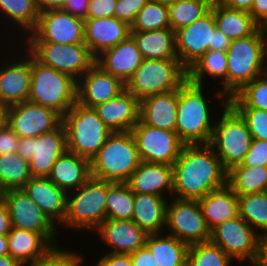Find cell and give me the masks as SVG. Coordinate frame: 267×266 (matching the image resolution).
<instances>
[{
    "label": "cell",
    "mask_w": 267,
    "mask_h": 266,
    "mask_svg": "<svg viewBox=\"0 0 267 266\" xmlns=\"http://www.w3.org/2000/svg\"><path fill=\"white\" fill-rule=\"evenodd\" d=\"M173 167L175 198L198 200L227 184L228 171L208 145H184Z\"/></svg>",
    "instance_id": "6da1fadb"
},
{
    "label": "cell",
    "mask_w": 267,
    "mask_h": 266,
    "mask_svg": "<svg viewBox=\"0 0 267 266\" xmlns=\"http://www.w3.org/2000/svg\"><path fill=\"white\" fill-rule=\"evenodd\" d=\"M267 32L259 27L252 35L234 39L227 50L226 98L267 72Z\"/></svg>",
    "instance_id": "7a4b0ae2"
},
{
    "label": "cell",
    "mask_w": 267,
    "mask_h": 266,
    "mask_svg": "<svg viewBox=\"0 0 267 266\" xmlns=\"http://www.w3.org/2000/svg\"><path fill=\"white\" fill-rule=\"evenodd\" d=\"M203 87L187 80L178 89L175 132L184 145H208L213 134L215 122Z\"/></svg>",
    "instance_id": "3957f363"
},
{
    "label": "cell",
    "mask_w": 267,
    "mask_h": 266,
    "mask_svg": "<svg viewBox=\"0 0 267 266\" xmlns=\"http://www.w3.org/2000/svg\"><path fill=\"white\" fill-rule=\"evenodd\" d=\"M140 162L131 131L113 132L90 160L91 176L111 183H126Z\"/></svg>",
    "instance_id": "277c9868"
},
{
    "label": "cell",
    "mask_w": 267,
    "mask_h": 266,
    "mask_svg": "<svg viewBox=\"0 0 267 266\" xmlns=\"http://www.w3.org/2000/svg\"><path fill=\"white\" fill-rule=\"evenodd\" d=\"M27 101L51 108L63 117L77 102V80L42 65L31 55V84Z\"/></svg>",
    "instance_id": "5b68a950"
},
{
    "label": "cell",
    "mask_w": 267,
    "mask_h": 266,
    "mask_svg": "<svg viewBox=\"0 0 267 266\" xmlns=\"http://www.w3.org/2000/svg\"><path fill=\"white\" fill-rule=\"evenodd\" d=\"M66 131L67 150L93 159L113 133L93 108L75 103L62 117Z\"/></svg>",
    "instance_id": "8992f818"
},
{
    "label": "cell",
    "mask_w": 267,
    "mask_h": 266,
    "mask_svg": "<svg viewBox=\"0 0 267 266\" xmlns=\"http://www.w3.org/2000/svg\"><path fill=\"white\" fill-rule=\"evenodd\" d=\"M187 81V69L179 59H144L125 83V89L139 101L179 89Z\"/></svg>",
    "instance_id": "52a82bcc"
},
{
    "label": "cell",
    "mask_w": 267,
    "mask_h": 266,
    "mask_svg": "<svg viewBox=\"0 0 267 266\" xmlns=\"http://www.w3.org/2000/svg\"><path fill=\"white\" fill-rule=\"evenodd\" d=\"M106 198L107 181L91 176L78 189L68 193L63 227L94 231L107 219Z\"/></svg>",
    "instance_id": "ba28073f"
},
{
    "label": "cell",
    "mask_w": 267,
    "mask_h": 266,
    "mask_svg": "<svg viewBox=\"0 0 267 266\" xmlns=\"http://www.w3.org/2000/svg\"><path fill=\"white\" fill-rule=\"evenodd\" d=\"M221 115L220 121L215 123L209 145L229 171L244 160L253 138L245 120L229 103Z\"/></svg>",
    "instance_id": "9c48e42d"
},
{
    "label": "cell",
    "mask_w": 267,
    "mask_h": 266,
    "mask_svg": "<svg viewBox=\"0 0 267 266\" xmlns=\"http://www.w3.org/2000/svg\"><path fill=\"white\" fill-rule=\"evenodd\" d=\"M26 45V51L42 65L66 73L76 80L95 64V57L85 43L27 42Z\"/></svg>",
    "instance_id": "30bf717a"
},
{
    "label": "cell",
    "mask_w": 267,
    "mask_h": 266,
    "mask_svg": "<svg viewBox=\"0 0 267 266\" xmlns=\"http://www.w3.org/2000/svg\"><path fill=\"white\" fill-rule=\"evenodd\" d=\"M210 241L219 246L233 260H247L257 266L262 237L240 216L217 225L211 231Z\"/></svg>",
    "instance_id": "8fae6325"
},
{
    "label": "cell",
    "mask_w": 267,
    "mask_h": 266,
    "mask_svg": "<svg viewBox=\"0 0 267 266\" xmlns=\"http://www.w3.org/2000/svg\"><path fill=\"white\" fill-rule=\"evenodd\" d=\"M67 150L63 123L38 137L20 138L17 153L29 161L32 177H48L55 161Z\"/></svg>",
    "instance_id": "7c38bea8"
},
{
    "label": "cell",
    "mask_w": 267,
    "mask_h": 266,
    "mask_svg": "<svg viewBox=\"0 0 267 266\" xmlns=\"http://www.w3.org/2000/svg\"><path fill=\"white\" fill-rule=\"evenodd\" d=\"M166 228L169 235L189 246L211 239V230L197 200L174 198L167 204Z\"/></svg>",
    "instance_id": "4fadbf2b"
},
{
    "label": "cell",
    "mask_w": 267,
    "mask_h": 266,
    "mask_svg": "<svg viewBox=\"0 0 267 266\" xmlns=\"http://www.w3.org/2000/svg\"><path fill=\"white\" fill-rule=\"evenodd\" d=\"M2 201L8 207L12 227L40 233L52 246H56L55 240L59 227L23 189H10L2 192Z\"/></svg>",
    "instance_id": "5bb4252c"
},
{
    "label": "cell",
    "mask_w": 267,
    "mask_h": 266,
    "mask_svg": "<svg viewBox=\"0 0 267 266\" xmlns=\"http://www.w3.org/2000/svg\"><path fill=\"white\" fill-rule=\"evenodd\" d=\"M130 131L143 162L172 166L184 146L175 131L145 125L140 119Z\"/></svg>",
    "instance_id": "9a60e30c"
},
{
    "label": "cell",
    "mask_w": 267,
    "mask_h": 266,
    "mask_svg": "<svg viewBox=\"0 0 267 266\" xmlns=\"http://www.w3.org/2000/svg\"><path fill=\"white\" fill-rule=\"evenodd\" d=\"M85 20L62 9L40 12L37 25L28 34L26 42L59 44L84 43Z\"/></svg>",
    "instance_id": "2e32d148"
},
{
    "label": "cell",
    "mask_w": 267,
    "mask_h": 266,
    "mask_svg": "<svg viewBox=\"0 0 267 266\" xmlns=\"http://www.w3.org/2000/svg\"><path fill=\"white\" fill-rule=\"evenodd\" d=\"M4 121L19 138L38 137L57 128L62 116L51 108L25 101L6 107Z\"/></svg>",
    "instance_id": "e0dca14e"
},
{
    "label": "cell",
    "mask_w": 267,
    "mask_h": 266,
    "mask_svg": "<svg viewBox=\"0 0 267 266\" xmlns=\"http://www.w3.org/2000/svg\"><path fill=\"white\" fill-rule=\"evenodd\" d=\"M215 28L214 14L210 10L201 19L175 32L176 54L186 69L209 50Z\"/></svg>",
    "instance_id": "ac0fdd59"
},
{
    "label": "cell",
    "mask_w": 267,
    "mask_h": 266,
    "mask_svg": "<svg viewBox=\"0 0 267 266\" xmlns=\"http://www.w3.org/2000/svg\"><path fill=\"white\" fill-rule=\"evenodd\" d=\"M124 89V83L95 63L77 80V103L93 108L115 98Z\"/></svg>",
    "instance_id": "d6986e66"
},
{
    "label": "cell",
    "mask_w": 267,
    "mask_h": 266,
    "mask_svg": "<svg viewBox=\"0 0 267 266\" xmlns=\"http://www.w3.org/2000/svg\"><path fill=\"white\" fill-rule=\"evenodd\" d=\"M114 254H132L145 247L148 233L133 220L106 219L96 229Z\"/></svg>",
    "instance_id": "ffe728a7"
},
{
    "label": "cell",
    "mask_w": 267,
    "mask_h": 266,
    "mask_svg": "<svg viewBox=\"0 0 267 266\" xmlns=\"http://www.w3.org/2000/svg\"><path fill=\"white\" fill-rule=\"evenodd\" d=\"M131 35V26L116 17L85 20L84 43L96 58L104 50L115 47Z\"/></svg>",
    "instance_id": "44dd1931"
},
{
    "label": "cell",
    "mask_w": 267,
    "mask_h": 266,
    "mask_svg": "<svg viewBox=\"0 0 267 266\" xmlns=\"http://www.w3.org/2000/svg\"><path fill=\"white\" fill-rule=\"evenodd\" d=\"M0 69V106L6 108L28 100L31 84V54Z\"/></svg>",
    "instance_id": "7402d4cb"
},
{
    "label": "cell",
    "mask_w": 267,
    "mask_h": 266,
    "mask_svg": "<svg viewBox=\"0 0 267 266\" xmlns=\"http://www.w3.org/2000/svg\"><path fill=\"white\" fill-rule=\"evenodd\" d=\"M143 60L137 43L130 35L115 47L104 50L95 58V63L125 84Z\"/></svg>",
    "instance_id": "603a6c76"
},
{
    "label": "cell",
    "mask_w": 267,
    "mask_h": 266,
    "mask_svg": "<svg viewBox=\"0 0 267 266\" xmlns=\"http://www.w3.org/2000/svg\"><path fill=\"white\" fill-rule=\"evenodd\" d=\"M93 109L112 132L130 131L139 121L140 101L124 89L115 98Z\"/></svg>",
    "instance_id": "cb8c5ba5"
},
{
    "label": "cell",
    "mask_w": 267,
    "mask_h": 266,
    "mask_svg": "<svg viewBox=\"0 0 267 266\" xmlns=\"http://www.w3.org/2000/svg\"><path fill=\"white\" fill-rule=\"evenodd\" d=\"M22 189L55 225L63 223L67 209L66 191L48 177H31Z\"/></svg>",
    "instance_id": "d4e9b609"
},
{
    "label": "cell",
    "mask_w": 267,
    "mask_h": 266,
    "mask_svg": "<svg viewBox=\"0 0 267 266\" xmlns=\"http://www.w3.org/2000/svg\"><path fill=\"white\" fill-rule=\"evenodd\" d=\"M126 184L134 193L166 197L167 192L173 193V167L141 161Z\"/></svg>",
    "instance_id": "484cf974"
},
{
    "label": "cell",
    "mask_w": 267,
    "mask_h": 266,
    "mask_svg": "<svg viewBox=\"0 0 267 266\" xmlns=\"http://www.w3.org/2000/svg\"><path fill=\"white\" fill-rule=\"evenodd\" d=\"M177 108L178 89L149 96L140 101L139 119L145 125L175 131Z\"/></svg>",
    "instance_id": "4316f807"
},
{
    "label": "cell",
    "mask_w": 267,
    "mask_h": 266,
    "mask_svg": "<svg viewBox=\"0 0 267 266\" xmlns=\"http://www.w3.org/2000/svg\"><path fill=\"white\" fill-rule=\"evenodd\" d=\"M91 177L90 160L66 150L55 161L48 178L67 193L78 189Z\"/></svg>",
    "instance_id": "83f0119b"
},
{
    "label": "cell",
    "mask_w": 267,
    "mask_h": 266,
    "mask_svg": "<svg viewBox=\"0 0 267 266\" xmlns=\"http://www.w3.org/2000/svg\"><path fill=\"white\" fill-rule=\"evenodd\" d=\"M197 201L211 231L217 225L239 216L238 195L228 184L209 192Z\"/></svg>",
    "instance_id": "f1b7e54d"
},
{
    "label": "cell",
    "mask_w": 267,
    "mask_h": 266,
    "mask_svg": "<svg viewBox=\"0 0 267 266\" xmlns=\"http://www.w3.org/2000/svg\"><path fill=\"white\" fill-rule=\"evenodd\" d=\"M167 197L134 193L132 220L148 234L162 233L166 228Z\"/></svg>",
    "instance_id": "f546056e"
},
{
    "label": "cell",
    "mask_w": 267,
    "mask_h": 266,
    "mask_svg": "<svg viewBox=\"0 0 267 266\" xmlns=\"http://www.w3.org/2000/svg\"><path fill=\"white\" fill-rule=\"evenodd\" d=\"M205 75L218 78L223 83V89L216 92L217 98L223 100V107L228 104L226 98L227 52L208 50L202 57L187 69V80L193 84L203 85ZM223 98V99H222Z\"/></svg>",
    "instance_id": "4dcf8cb0"
},
{
    "label": "cell",
    "mask_w": 267,
    "mask_h": 266,
    "mask_svg": "<svg viewBox=\"0 0 267 266\" xmlns=\"http://www.w3.org/2000/svg\"><path fill=\"white\" fill-rule=\"evenodd\" d=\"M144 59H178L175 32L171 28L152 31H131Z\"/></svg>",
    "instance_id": "1f68e13d"
},
{
    "label": "cell",
    "mask_w": 267,
    "mask_h": 266,
    "mask_svg": "<svg viewBox=\"0 0 267 266\" xmlns=\"http://www.w3.org/2000/svg\"><path fill=\"white\" fill-rule=\"evenodd\" d=\"M9 255L25 266L43 256L52 245L40 234L12 227L7 234Z\"/></svg>",
    "instance_id": "d6a6232c"
},
{
    "label": "cell",
    "mask_w": 267,
    "mask_h": 266,
    "mask_svg": "<svg viewBox=\"0 0 267 266\" xmlns=\"http://www.w3.org/2000/svg\"><path fill=\"white\" fill-rule=\"evenodd\" d=\"M210 10L216 27L232 40L252 35L260 27L248 11L227 8L218 3H212Z\"/></svg>",
    "instance_id": "836d02e7"
},
{
    "label": "cell",
    "mask_w": 267,
    "mask_h": 266,
    "mask_svg": "<svg viewBox=\"0 0 267 266\" xmlns=\"http://www.w3.org/2000/svg\"><path fill=\"white\" fill-rule=\"evenodd\" d=\"M160 236L161 233L149 234L145 245L158 266H180L187 261L188 244L169 233Z\"/></svg>",
    "instance_id": "e575fe53"
},
{
    "label": "cell",
    "mask_w": 267,
    "mask_h": 266,
    "mask_svg": "<svg viewBox=\"0 0 267 266\" xmlns=\"http://www.w3.org/2000/svg\"><path fill=\"white\" fill-rule=\"evenodd\" d=\"M227 184L238 196L267 192V167L233 166L228 171Z\"/></svg>",
    "instance_id": "d590c367"
},
{
    "label": "cell",
    "mask_w": 267,
    "mask_h": 266,
    "mask_svg": "<svg viewBox=\"0 0 267 266\" xmlns=\"http://www.w3.org/2000/svg\"><path fill=\"white\" fill-rule=\"evenodd\" d=\"M32 177L29 161L17 152L0 156V191L22 189Z\"/></svg>",
    "instance_id": "8d00e7d4"
},
{
    "label": "cell",
    "mask_w": 267,
    "mask_h": 266,
    "mask_svg": "<svg viewBox=\"0 0 267 266\" xmlns=\"http://www.w3.org/2000/svg\"><path fill=\"white\" fill-rule=\"evenodd\" d=\"M209 0H175L167 3L170 28L176 32L201 19L211 9Z\"/></svg>",
    "instance_id": "74e56055"
},
{
    "label": "cell",
    "mask_w": 267,
    "mask_h": 266,
    "mask_svg": "<svg viewBox=\"0 0 267 266\" xmlns=\"http://www.w3.org/2000/svg\"><path fill=\"white\" fill-rule=\"evenodd\" d=\"M238 209L242 219L262 238L267 237V192L238 196Z\"/></svg>",
    "instance_id": "f35d334b"
},
{
    "label": "cell",
    "mask_w": 267,
    "mask_h": 266,
    "mask_svg": "<svg viewBox=\"0 0 267 266\" xmlns=\"http://www.w3.org/2000/svg\"><path fill=\"white\" fill-rule=\"evenodd\" d=\"M134 192L126 183L107 182V219L132 220Z\"/></svg>",
    "instance_id": "ab89813d"
},
{
    "label": "cell",
    "mask_w": 267,
    "mask_h": 266,
    "mask_svg": "<svg viewBox=\"0 0 267 266\" xmlns=\"http://www.w3.org/2000/svg\"><path fill=\"white\" fill-rule=\"evenodd\" d=\"M228 103L233 108H258L267 111V72L245 85Z\"/></svg>",
    "instance_id": "60d3db41"
},
{
    "label": "cell",
    "mask_w": 267,
    "mask_h": 266,
    "mask_svg": "<svg viewBox=\"0 0 267 266\" xmlns=\"http://www.w3.org/2000/svg\"><path fill=\"white\" fill-rule=\"evenodd\" d=\"M0 11L26 32L35 28L40 15L35 0H0Z\"/></svg>",
    "instance_id": "b9f144b4"
},
{
    "label": "cell",
    "mask_w": 267,
    "mask_h": 266,
    "mask_svg": "<svg viewBox=\"0 0 267 266\" xmlns=\"http://www.w3.org/2000/svg\"><path fill=\"white\" fill-rule=\"evenodd\" d=\"M170 28L167 3L148 1L137 14L131 31H152Z\"/></svg>",
    "instance_id": "7bdbcfd3"
},
{
    "label": "cell",
    "mask_w": 267,
    "mask_h": 266,
    "mask_svg": "<svg viewBox=\"0 0 267 266\" xmlns=\"http://www.w3.org/2000/svg\"><path fill=\"white\" fill-rule=\"evenodd\" d=\"M187 261L191 266H229L232 258L211 241L189 246Z\"/></svg>",
    "instance_id": "ee69618b"
},
{
    "label": "cell",
    "mask_w": 267,
    "mask_h": 266,
    "mask_svg": "<svg viewBox=\"0 0 267 266\" xmlns=\"http://www.w3.org/2000/svg\"><path fill=\"white\" fill-rule=\"evenodd\" d=\"M81 254L52 246L43 256L29 266H81Z\"/></svg>",
    "instance_id": "f6af8a7d"
},
{
    "label": "cell",
    "mask_w": 267,
    "mask_h": 266,
    "mask_svg": "<svg viewBox=\"0 0 267 266\" xmlns=\"http://www.w3.org/2000/svg\"><path fill=\"white\" fill-rule=\"evenodd\" d=\"M245 120L253 139L267 141V111L258 108H234Z\"/></svg>",
    "instance_id": "bcb514c9"
},
{
    "label": "cell",
    "mask_w": 267,
    "mask_h": 266,
    "mask_svg": "<svg viewBox=\"0 0 267 266\" xmlns=\"http://www.w3.org/2000/svg\"><path fill=\"white\" fill-rule=\"evenodd\" d=\"M149 0H117L114 17L131 26L139 13Z\"/></svg>",
    "instance_id": "7dc6e473"
},
{
    "label": "cell",
    "mask_w": 267,
    "mask_h": 266,
    "mask_svg": "<svg viewBox=\"0 0 267 266\" xmlns=\"http://www.w3.org/2000/svg\"><path fill=\"white\" fill-rule=\"evenodd\" d=\"M235 166L267 167V141L253 139L250 149L248 150L244 160L241 162V164Z\"/></svg>",
    "instance_id": "c3c4849f"
},
{
    "label": "cell",
    "mask_w": 267,
    "mask_h": 266,
    "mask_svg": "<svg viewBox=\"0 0 267 266\" xmlns=\"http://www.w3.org/2000/svg\"><path fill=\"white\" fill-rule=\"evenodd\" d=\"M117 0H90L87 19L114 17Z\"/></svg>",
    "instance_id": "681fc988"
},
{
    "label": "cell",
    "mask_w": 267,
    "mask_h": 266,
    "mask_svg": "<svg viewBox=\"0 0 267 266\" xmlns=\"http://www.w3.org/2000/svg\"><path fill=\"white\" fill-rule=\"evenodd\" d=\"M20 138L4 121L0 125V156L7 153L17 152Z\"/></svg>",
    "instance_id": "f907efd6"
},
{
    "label": "cell",
    "mask_w": 267,
    "mask_h": 266,
    "mask_svg": "<svg viewBox=\"0 0 267 266\" xmlns=\"http://www.w3.org/2000/svg\"><path fill=\"white\" fill-rule=\"evenodd\" d=\"M90 0H66L62 10L74 17L86 20Z\"/></svg>",
    "instance_id": "816d5d0a"
},
{
    "label": "cell",
    "mask_w": 267,
    "mask_h": 266,
    "mask_svg": "<svg viewBox=\"0 0 267 266\" xmlns=\"http://www.w3.org/2000/svg\"><path fill=\"white\" fill-rule=\"evenodd\" d=\"M95 266H132L130 254L107 253Z\"/></svg>",
    "instance_id": "f5cc1de1"
},
{
    "label": "cell",
    "mask_w": 267,
    "mask_h": 266,
    "mask_svg": "<svg viewBox=\"0 0 267 266\" xmlns=\"http://www.w3.org/2000/svg\"><path fill=\"white\" fill-rule=\"evenodd\" d=\"M132 266H158L153 255L145 246L130 254Z\"/></svg>",
    "instance_id": "db71d44e"
},
{
    "label": "cell",
    "mask_w": 267,
    "mask_h": 266,
    "mask_svg": "<svg viewBox=\"0 0 267 266\" xmlns=\"http://www.w3.org/2000/svg\"><path fill=\"white\" fill-rule=\"evenodd\" d=\"M249 13L254 21L262 27L267 22V0H254Z\"/></svg>",
    "instance_id": "11a10c76"
},
{
    "label": "cell",
    "mask_w": 267,
    "mask_h": 266,
    "mask_svg": "<svg viewBox=\"0 0 267 266\" xmlns=\"http://www.w3.org/2000/svg\"><path fill=\"white\" fill-rule=\"evenodd\" d=\"M231 42L232 39L216 27L213 31V39L211 45L209 46V50L227 52Z\"/></svg>",
    "instance_id": "9f6ffc18"
},
{
    "label": "cell",
    "mask_w": 267,
    "mask_h": 266,
    "mask_svg": "<svg viewBox=\"0 0 267 266\" xmlns=\"http://www.w3.org/2000/svg\"><path fill=\"white\" fill-rule=\"evenodd\" d=\"M12 229V222L8 207L0 201V235H7Z\"/></svg>",
    "instance_id": "6f0895ef"
},
{
    "label": "cell",
    "mask_w": 267,
    "mask_h": 266,
    "mask_svg": "<svg viewBox=\"0 0 267 266\" xmlns=\"http://www.w3.org/2000/svg\"><path fill=\"white\" fill-rule=\"evenodd\" d=\"M254 0H218V4L237 10L250 11Z\"/></svg>",
    "instance_id": "680465c9"
},
{
    "label": "cell",
    "mask_w": 267,
    "mask_h": 266,
    "mask_svg": "<svg viewBox=\"0 0 267 266\" xmlns=\"http://www.w3.org/2000/svg\"><path fill=\"white\" fill-rule=\"evenodd\" d=\"M40 12L51 9H62L66 0H35Z\"/></svg>",
    "instance_id": "91938a15"
},
{
    "label": "cell",
    "mask_w": 267,
    "mask_h": 266,
    "mask_svg": "<svg viewBox=\"0 0 267 266\" xmlns=\"http://www.w3.org/2000/svg\"><path fill=\"white\" fill-rule=\"evenodd\" d=\"M257 266H267V237L262 238L260 259Z\"/></svg>",
    "instance_id": "94428289"
},
{
    "label": "cell",
    "mask_w": 267,
    "mask_h": 266,
    "mask_svg": "<svg viewBox=\"0 0 267 266\" xmlns=\"http://www.w3.org/2000/svg\"><path fill=\"white\" fill-rule=\"evenodd\" d=\"M0 266H23L10 255L0 256Z\"/></svg>",
    "instance_id": "6125c7cd"
},
{
    "label": "cell",
    "mask_w": 267,
    "mask_h": 266,
    "mask_svg": "<svg viewBox=\"0 0 267 266\" xmlns=\"http://www.w3.org/2000/svg\"><path fill=\"white\" fill-rule=\"evenodd\" d=\"M9 255L7 235H0V256Z\"/></svg>",
    "instance_id": "be15d7a7"
},
{
    "label": "cell",
    "mask_w": 267,
    "mask_h": 266,
    "mask_svg": "<svg viewBox=\"0 0 267 266\" xmlns=\"http://www.w3.org/2000/svg\"><path fill=\"white\" fill-rule=\"evenodd\" d=\"M4 110L2 106H0V125L4 122Z\"/></svg>",
    "instance_id": "e7e4bbea"
},
{
    "label": "cell",
    "mask_w": 267,
    "mask_h": 266,
    "mask_svg": "<svg viewBox=\"0 0 267 266\" xmlns=\"http://www.w3.org/2000/svg\"><path fill=\"white\" fill-rule=\"evenodd\" d=\"M150 1H155V2H161V3H171L174 2L175 0H150Z\"/></svg>",
    "instance_id": "03108f58"
},
{
    "label": "cell",
    "mask_w": 267,
    "mask_h": 266,
    "mask_svg": "<svg viewBox=\"0 0 267 266\" xmlns=\"http://www.w3.org/2000/svg\"><path fill=\"white\" fill-rule=\"evenodd\" d=\"M180 266H191L190 263L188 261H185L182 265Z\"/></svg>",
    "instance_id": "003e7915"
},
{
    "label": "cell",
    "mask_w": 267,
    "mask_h": 266,
    "mask_svg": "<svg viewBox=\"0 0 267 266\" xmlns=\"http://www.w3.org/2000/svg\"><path fill=\"white\" fill-rule=\"evenodd\" d=\"M262 28L267 32V22L262 26Z\"/></svg>",
    "instance_id": "a7ac6f4b"
},
{
    "label": "cell",
    "mask_w": 267,
    "mask_h": 266,
    "mask_svg": "<svg viewBox=\"0 0 267 266\" xmlns=\"http://www.w3.org/2000/svg\"><path fill=\"white\" fill-rule=\"evenodd\" d=\"M211 3H217L218 0H209Z\"/></svg>",
    "instance_id": "89a4df30"
},
{
    "label": "cell",
    "mask_w": 267,
    "mask_h": 266,
    "mask_svg": "<svg viewBox=\"0 0 267 266\" xmlns=\"http://www.w3.org/2000/svg\"><path fill=\"white\" fill-rule=\"evenodd\" d=\"M2 200V192L0 191V201Z\"/></svg>",
    "instance_id": "2644e50d"
}]
</instances>
